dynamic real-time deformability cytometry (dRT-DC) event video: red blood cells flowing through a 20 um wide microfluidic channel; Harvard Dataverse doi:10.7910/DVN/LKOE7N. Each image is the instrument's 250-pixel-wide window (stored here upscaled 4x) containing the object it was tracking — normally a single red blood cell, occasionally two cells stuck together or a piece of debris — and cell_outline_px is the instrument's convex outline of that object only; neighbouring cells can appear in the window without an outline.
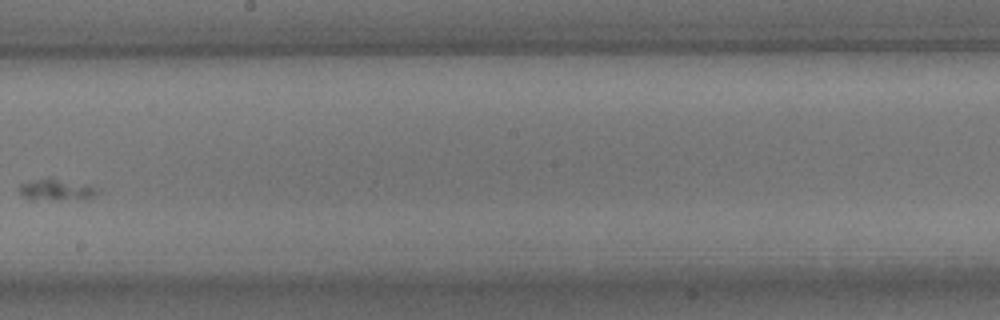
{"species": "common noctule bat (a hibernating species)", "species_latin": "Nyctalus noctula", "temperature_condition": "room temperature", "stored_images_in_passage": 7, "camera_frame_rate_fps": 3000, "um_per_image_px": 0.085, "animal": {"sex": "male", "body_mass_g": 15.6}, "frame": {"image": 1, "passage_image": 6, "time_ms": 6.0, "image_size_px": [1000, 320], "cell_outline_px": [[104, 192], [88, 200], [32, 200], [24, 196], [16, 188], [20, 184], [36, 180], [56, 180], [88, 184], [100, 188]], "centroid_in_image_um": [4.95, 16.19], "position_along_channel_um": 243.3, "area_um2": 10.0}}
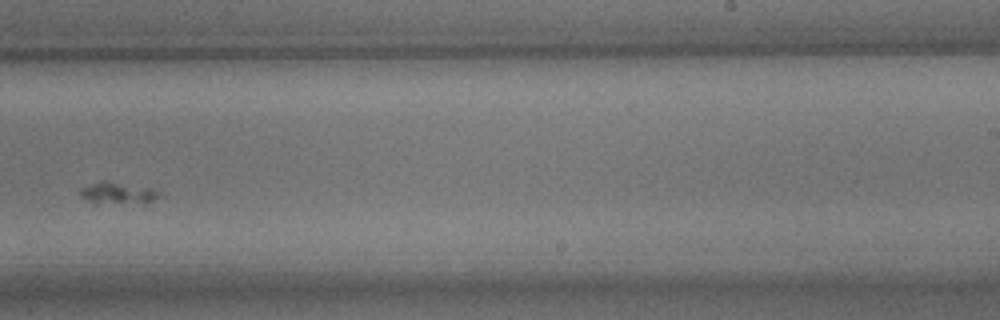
{"frame": {"image": 2, "passage_image": 7, "time_ms": 7.0, "image_size_px": [1000, 320], "cell_outline_px": [[164, 196], [144, 204], [96, 204], [80, 196], [76, 188], [104, 180], [108, 180], [152, 188], [164, 192]], "centroid_in_image_um": [10.06, 16.43], "position_along_channel_um": 278.9, "area_um2": 10.92}}